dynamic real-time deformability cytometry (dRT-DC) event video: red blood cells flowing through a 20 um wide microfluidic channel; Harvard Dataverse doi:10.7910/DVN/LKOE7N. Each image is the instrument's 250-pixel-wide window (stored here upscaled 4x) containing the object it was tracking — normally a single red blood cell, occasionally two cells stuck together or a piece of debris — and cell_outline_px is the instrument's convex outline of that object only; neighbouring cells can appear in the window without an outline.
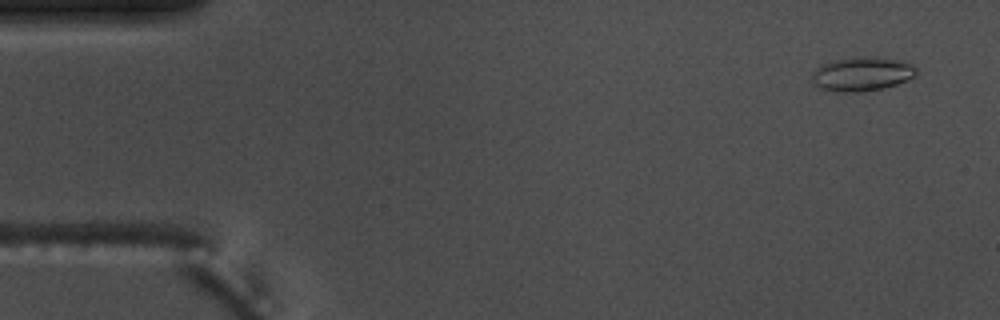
{"species": "common noctule bat (a hibernating species)", "species_latin": "Nyctalus noctula", "temperature_condition": "warm", "stored_images_in_passage": 4, "camera_frame_rate_fps": 3000, "um_per_image_px": 0.085, "animal": {"sex": "male", "body_mass_g": 17.5, "forearm_length_mm": 52.3}, "frame": {"image": 1, "passage_image": 1, "time_ms": 0.0, "image_size_px": [1000, 320], "cell_outline_px": [[916, 76], [896, 84], [884, 88], [860, 92], [844, 92], [820, 88], [812, 84], [812, 72], [820, 64], [832, 60], [860, 56], [872, 56], [900, 60], [912, 64], [916, 68]], "centroid_in_image_um": [73.24, 6.27], "position_along_channel_um": 11.8, "area_um2": 20.92}}
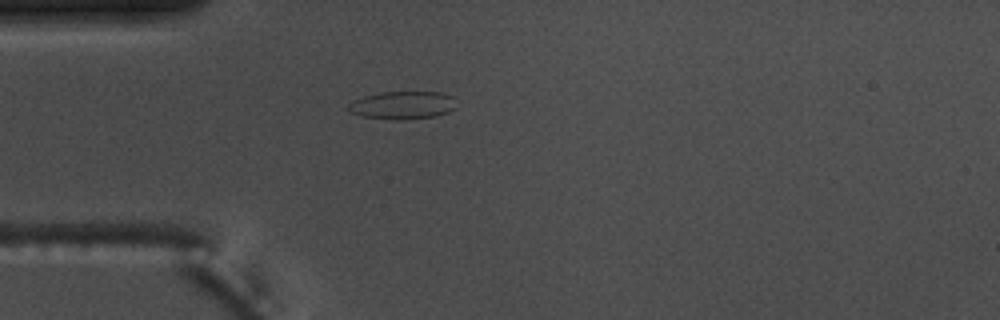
{"frame": {"image": 2, "passage_image": 4, "time_ms": 1.0, "image_size_px": [1000, 320], "cell_outline_px": [[456, 108], [448, 112], [436, 116], [404, 120], [396, 120], [360, 116], [348, 112], [344, 108], [348, 104], [364, 96], [380, 92], [440, 92], [452, 96]], "centroid_in_image_um": [34.18, 8.95], "position_along_channel_um": 50.8, "area_um2": 17.74}}